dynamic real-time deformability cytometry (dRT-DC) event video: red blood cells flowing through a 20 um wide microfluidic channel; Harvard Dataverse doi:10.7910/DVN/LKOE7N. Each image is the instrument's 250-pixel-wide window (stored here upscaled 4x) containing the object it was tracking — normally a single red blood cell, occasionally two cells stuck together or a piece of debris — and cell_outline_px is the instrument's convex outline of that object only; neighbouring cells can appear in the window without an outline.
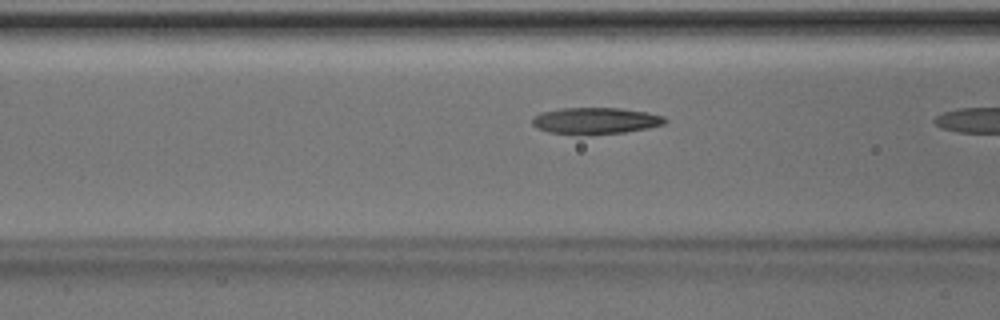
{"species": "Egyptian fruit bat (a non-hibernating species)", "species_latin": "Rousettus aegyptiacus", "temperature_condition": "room temperature", "stored_images_in_passage": 9, "camera_frame_rate_fps": 3000, "um_per_image_px": 0.085, "animal": {"sex": "male"}, "frame": {"image": 1, "passage_image": 8, "time_ms": 2.333, "image_size_px": [1000, 320], "cell_outline_px": [[668, 120], [664, 124], [648, 128], [624, 132], [548, 132], [536, 128], [532, 124], [532, 116], [540, 112], [560, 108], [620, 108], [648, 112], [664, 116]], "centroid_in_image_um": [50.63, 10.21], "position_along_channel_um": 116.0, "area_um2": 19.88}}